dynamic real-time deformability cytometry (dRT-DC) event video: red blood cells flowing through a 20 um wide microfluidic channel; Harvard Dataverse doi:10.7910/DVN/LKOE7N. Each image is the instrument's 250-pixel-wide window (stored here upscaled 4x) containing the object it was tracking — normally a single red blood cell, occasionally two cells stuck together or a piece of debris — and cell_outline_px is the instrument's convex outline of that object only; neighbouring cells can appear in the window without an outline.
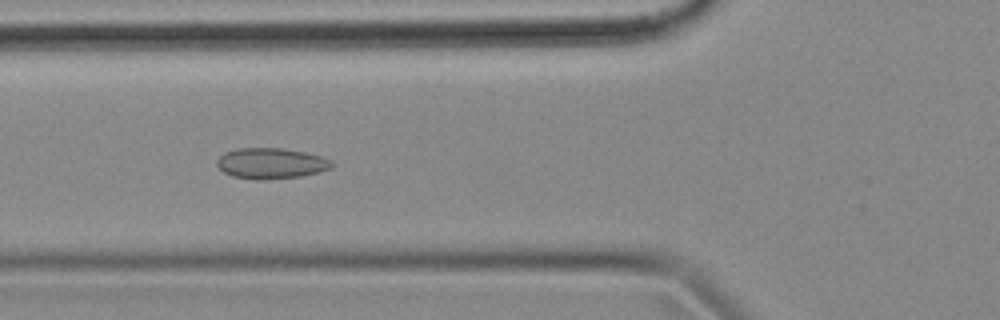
{"species": "common noctule bat (a hibernating species)", "species_latin": "Nyctalus noctula", "temperature_condition": "cold", "stored_images_in_passage": 56, "camera_frame_rate_fps": 3000, "um_per_image_px": 0.085, "animal": {"sex": "female", "body_mass_g": 18.4}, "frame": {"image": 1, "passage_image": 20, "time_ms": 6.333, "image_size_px": [1000, 320], "cell_outline_px": [[336, 164], [332, 168], [320, 172], [300, 176], [256, 180], [232, 176], [224, 172], [216, 164], [216, 160], [224, 152], [236, 148], [284, 148], [304, 152], [320, 156], [332, 160]], "centroid_in_image_um": [23.05, 13.88], "position_along_channel_um": 102.7, "area_um2": 20.69}}
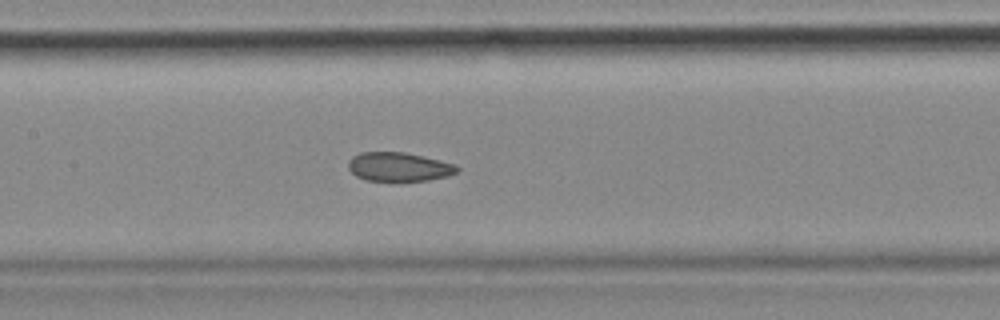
{"frame": {"image": 2, "passage_image": 26, "time_ms": 8.333, "image_size_px": [1000, 320], "cell_outline_px": [[460, 168], [456, 172], [448, 176], [428, 180], [364, 180], [356, 176], [348, 168], [348, 160], [352, 156], [360, 152], [404, 152], [440, 160], [456, 164]], "centroid_in_image_um": [33.89, 14.17], "position_along_channel_um": 173.5, "area_um2": 18.26}}
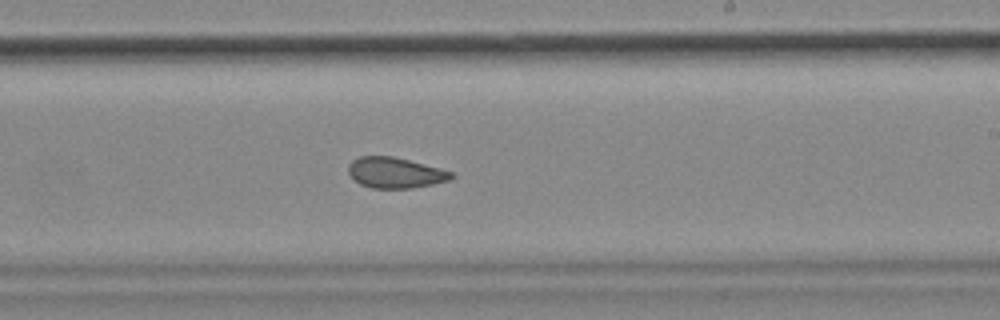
{"frame": {"image": 3, "passage_image": 33, "time_ms": 10.667, "image_size_px": [1000, 320], "cell_outline_px": [[452, 176], [448, 180], [432, 184], [412, 188], [372, 188], [360, 184], [348, 172], [348, 164], [352, 160], [360, 156], [392, 156], [440, 168], [452, 172]], "centroid_in_image_um": [33.55, 14.68], "position_along_channel_um": 255.4, "area_um2": 18.15}, "authors_computed_cell_mechanics": {"area_um2": 20.1144, "velocity_mm_per_s": 3.5281, "shape_relaxation_time_tau1_ms": null, "shape_relaxation_time_tau2_ms": 1.8139, "deformation_change_tau1": null, "deformation_change_tau2": 0.0534}}